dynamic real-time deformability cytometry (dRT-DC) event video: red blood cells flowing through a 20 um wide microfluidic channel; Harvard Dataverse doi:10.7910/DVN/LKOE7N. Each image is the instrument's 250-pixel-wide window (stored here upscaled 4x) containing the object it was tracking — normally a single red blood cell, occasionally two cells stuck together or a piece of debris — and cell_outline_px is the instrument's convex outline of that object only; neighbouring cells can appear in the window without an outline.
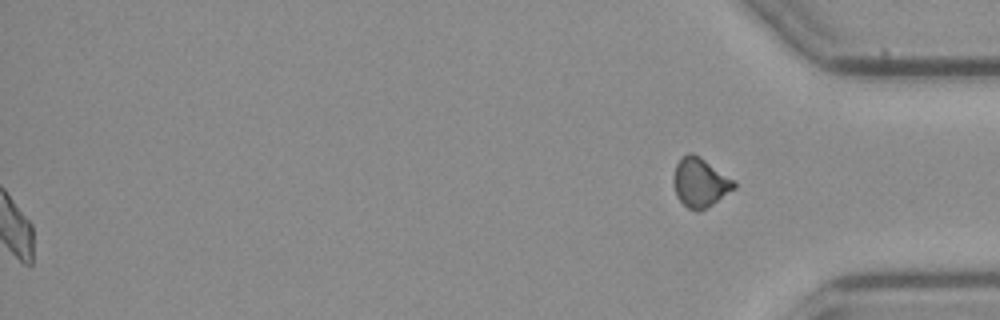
{"species": "common noctule bat (a hibernating species)", "species_latin": "Nyctalus noctula", "temperature_condition": "cold", "stored_images_in_passage": 54, "segment_of_instrument_passage": [2, 2], "camera_frame_rate_fps": 3000, "um_per_image_px": 0.085, "animal": {"sex": "female", "body_mass_g": 21.9}, "frame": {"image": 1, "passage_image": 54, "time_ms": 17.667, "image_size_px": [1000, 320], "cell_outline_px": [[736, 188], [700, 212], [696, 212], [688, 208], [676, 196], [672, 184], [672, 176], [676, 164], [688, 152], [692, 152], [700, 156], [736, 180]], "centroid_in_image_um": [59.51, 15.51], "position_along_channel_um": 375.7, "area_um2": 17.69}}